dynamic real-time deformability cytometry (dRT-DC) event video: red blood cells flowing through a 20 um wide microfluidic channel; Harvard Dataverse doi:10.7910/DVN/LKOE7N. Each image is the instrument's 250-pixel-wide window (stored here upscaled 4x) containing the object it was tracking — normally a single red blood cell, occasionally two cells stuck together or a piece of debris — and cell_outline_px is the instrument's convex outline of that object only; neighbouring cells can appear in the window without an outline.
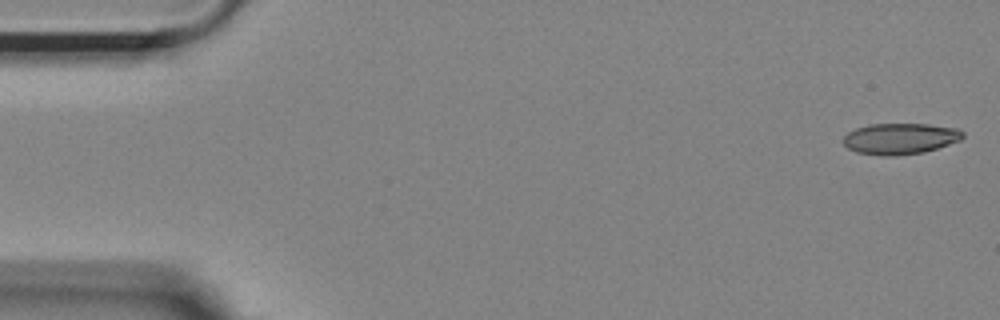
{"species": "Egyptian fruit bat (a non-hibernating species)", "species_latin": "Rousettus aegyptiacus", "temperature_condition": "room temperature", "stored_images_in_passage": 52, "camera_frame_rate_fps": 3000, "um_per_image_px": 0.085, "animal": {"sex": "female"}, "frame": {"image": 1, "passage_image": 1, "time_ms": 0.0, "image_size_px": [1000, 320], "cell_outline_px": [[964, 136], [960, 140], [924, 152], [896, 156], [884, 156], [856, 152], [848, 148], [844, 144], [844, 136], [848, 132], [856, 128], [868, 124], [928, 124], [956, 128], [964, 132]], "centroid_in_image_um": [76.5, 11.78], "position_along_channel_um": 8.5, "area_um2": 21.62}}
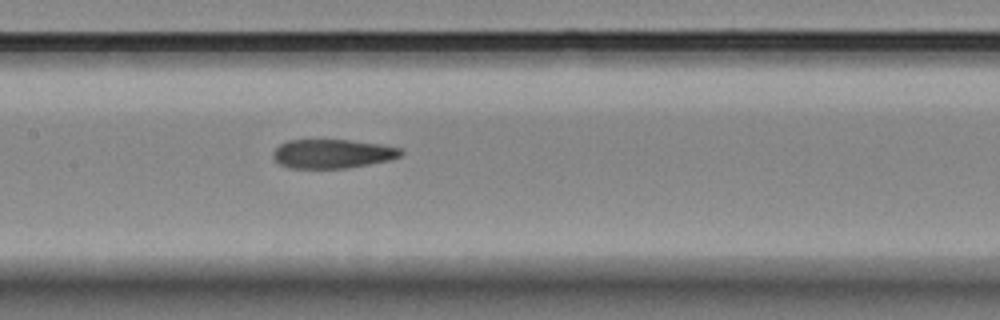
{"frame": {"image": 2, "passage_image": 25, "time_ms": 8.0, "image_size_px": [1000, 320], "cell_outline_px": [[404, 152], [400, 156], [392, 160], [344, 168], [288, 168], [280, 164], [272, 156], [272, 152], [280, 144], [288, 140], [352, 140], [380, 144], [400, 148]], "centroid_in_image_um": [28.26, 13.06], "position_along_channel_um": 179.1, "area_um2": 21.62}}
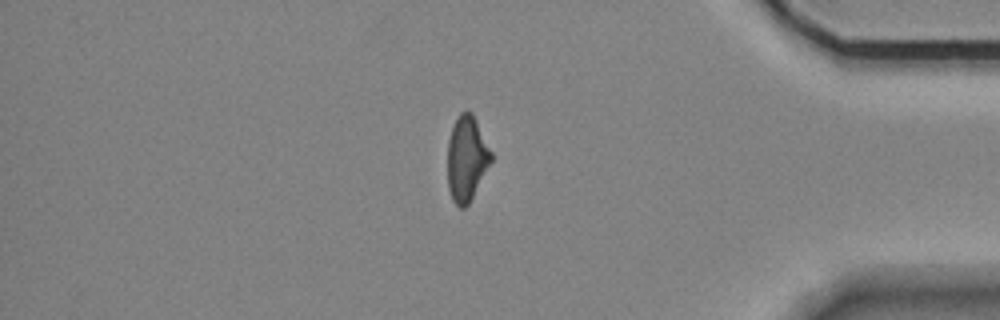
{"frame": {"image": 3, "passage_image": 45, "time_ms": 14.667, "image_size_px": [1000, 320], "cell_outline_px": [[492, 160], [468, 204], [464, 208], [460, 208], [452, 200], [448, 188], [448, 140], [452, 128], [460, 112], [472, 112], [492, 152]], "centroid_in_image_um": [39.66, 13.48], "position_along_channel_um": 395.5, "area_um2": 21.33}, "authors_computed_cell_mechanics": {"area_um2": 22.3686, "velocity_mm_per_s": 3.6904, "shape_relaxation_time_tau1_ms": null, "shape_relaxation_time_tau2_ms": 4.1788, "deformation_change_tau1": null, "deformation_change_tau2": 0.1322}}